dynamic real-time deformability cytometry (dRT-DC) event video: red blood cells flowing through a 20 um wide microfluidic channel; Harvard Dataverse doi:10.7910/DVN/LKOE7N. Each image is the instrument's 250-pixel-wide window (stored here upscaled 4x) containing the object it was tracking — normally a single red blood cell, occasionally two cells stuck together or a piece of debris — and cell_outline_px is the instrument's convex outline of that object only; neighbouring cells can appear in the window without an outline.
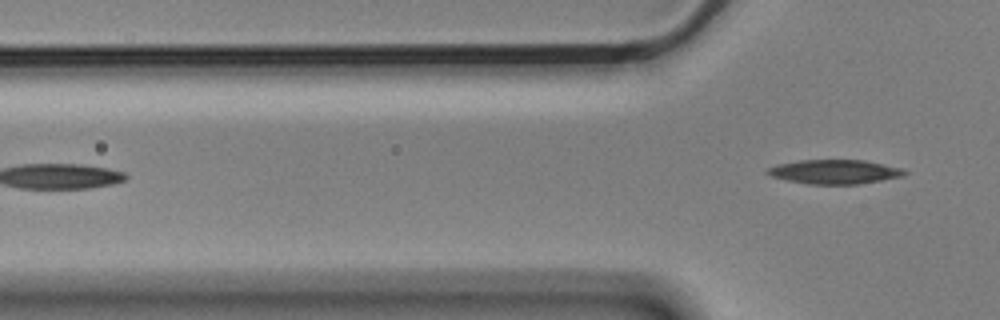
{"species": "Egyptian fruit bat (a non-hibernating species)", "species_latin": "Rousettus aegyptiacus", "temperature_condition": "cold", "stored_images_in_passage": 5, "camera_frame_rate_fps": 3000, "um_per_image_px": 0.085, "animal": {"sex": "male"}, "frame": {"image": 1, "passage_image": 5, "time_ms": 1.333, "image_size_px": [1000, 320], "cell_outline_px": [[908, 172], [904, 176], [860, 184], [808, 184], [788, 180], [772, 176], [764, 172], [768, 168], [776, 164], [800, 160], [864, 160], [904, 168]], "centroid_in_image_um": [70.97, 14.6], "position_along_channel_um": 54.8, "area_um2": 19.42}}